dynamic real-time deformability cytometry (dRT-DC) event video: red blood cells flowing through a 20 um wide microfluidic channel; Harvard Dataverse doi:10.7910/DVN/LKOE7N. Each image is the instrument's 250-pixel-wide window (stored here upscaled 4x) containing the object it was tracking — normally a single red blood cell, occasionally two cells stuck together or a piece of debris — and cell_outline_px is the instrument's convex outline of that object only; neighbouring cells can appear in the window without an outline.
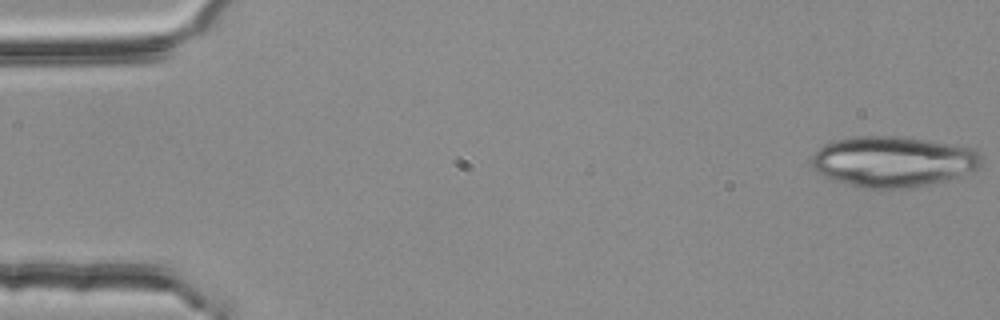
{"species": "common noctule bat (a hibernating species)", "species_latin": "Nyctalus noctula", "temperature_condition": "room temperature", "stored_images_in_passage": 18, "camera_frame_rate_fps": 3000, "um_per_image_px": 0.085, "animal": {"sex": "female", "body_mass_g": 25.1}, "frame": {"image": 1, "passage_image": 1, "time_ms": 0.0, "image_size_px": [1000, 320], "cell_outline_px": [[980, 168], [956, 176], [928, 184], [908, 188], [868, 188], [832, 180], [816, 172], [812, 168], [812, 156], [824, 144], [836, 140], [856, 136], [892, 136], [924, 140], [952, 144], [976, 148], [980, 152]], "centroid_in_image_um": [75.89, 13.72], "position_along_channel_um": 9.1, "area_um2": 49.65}}